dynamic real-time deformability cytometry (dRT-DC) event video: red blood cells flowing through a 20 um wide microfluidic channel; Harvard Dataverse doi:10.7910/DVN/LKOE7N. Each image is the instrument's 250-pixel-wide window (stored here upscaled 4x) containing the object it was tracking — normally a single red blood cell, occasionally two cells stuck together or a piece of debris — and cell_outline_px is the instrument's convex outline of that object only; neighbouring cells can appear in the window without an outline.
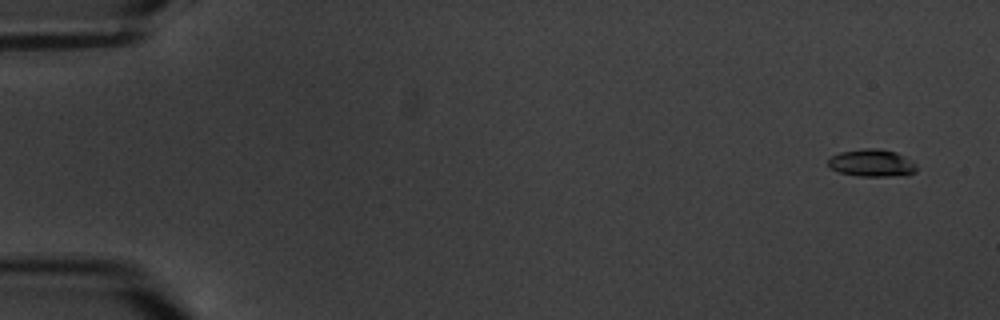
{"species": "common noctule bat (a hibernating species)", "species_latin": "Nyctalus noctula", "temperature_condition": "warm", "stored_images_in_passage": 5, "camera_frame_rate_fps": 3000, "um_per_image_px": 0.085, "animal": {"sex": "male", "body_mass_g": 20.1, "forearm_length_mm": 53.5}, "frame": {"image": 1, "passage_image": 2, "time_ms": 1.0, "image_size_px": [1000, 320], "cell_outline_px": [[916, 172], [908, 176], [860, 176], [840, 172], [832, 168], [828, 164], [828, 160], [832, 156], [840, 152], [860, 148], [880, 148], [896, 152], [916, 164]], "centroid_in_image_um": [74.14, 13.85], "position_along_channel_um": 10.9, "area_um2": 14.16}}